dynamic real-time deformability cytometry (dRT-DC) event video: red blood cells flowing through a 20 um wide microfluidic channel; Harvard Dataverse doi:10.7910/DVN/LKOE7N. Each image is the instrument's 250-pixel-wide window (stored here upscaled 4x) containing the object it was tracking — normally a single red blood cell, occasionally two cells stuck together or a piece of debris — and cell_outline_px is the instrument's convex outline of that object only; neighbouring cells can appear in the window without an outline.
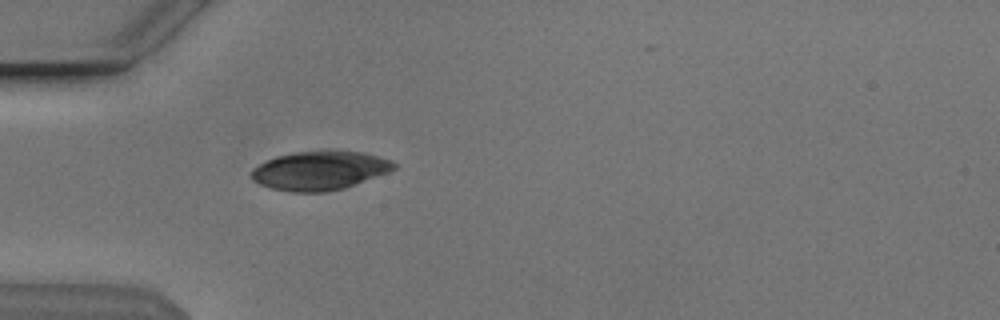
{"species": "Egyptian fruit bat (a non-hibernating species)", "species_latin": "Rousettus aegyptiacus", "temperature_condition": "cold", "stored_images_in_passage": 35, "camera_frame_rate_fps": 3000, "um_per_image_px": 0.085, "animal": {"sex": "male"}, "frame": {"image": 1, "passage_image": 1, "time_ms": 0.0, "image_size_px": [1000, 320], "cell_outline_px": [[396, 168], [388, 172], [344, 188], [324, 192], [292, 192], [272, 188], [260, 184], [252, 180], [252, 168], [276, 156], [292, 152], [364, 152], [392, 160], [396, 164]], "centroid_in_image_um": [27.18, 14.51], "position_along_channel_um": 57.8, "area_um2": 31.79}}
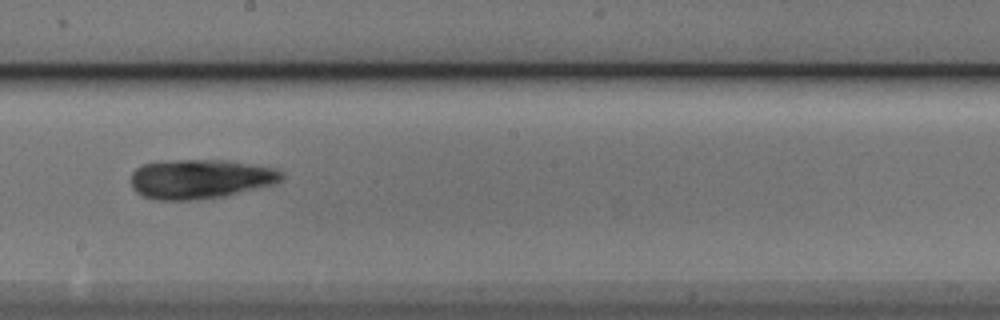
{"frame": {"image": 2, "passage_image": 15, "time_ms": 4.667, "image_size_px": [1000, 320], "cell_outline_px": [[284, 176], [280, 180], [272, 184], [224, 196], [188, 200], [156, 200], [144, 196], [136, 192], [132, 188], [132, 172], [136, 168], [144, 164], [164, 160], [224, 160], [272, 168], [280, 172]], "centroid_in_image_um": [16.95, 15.21], "position_along_channel_um": 231.3, "area_um2": 34.16}}
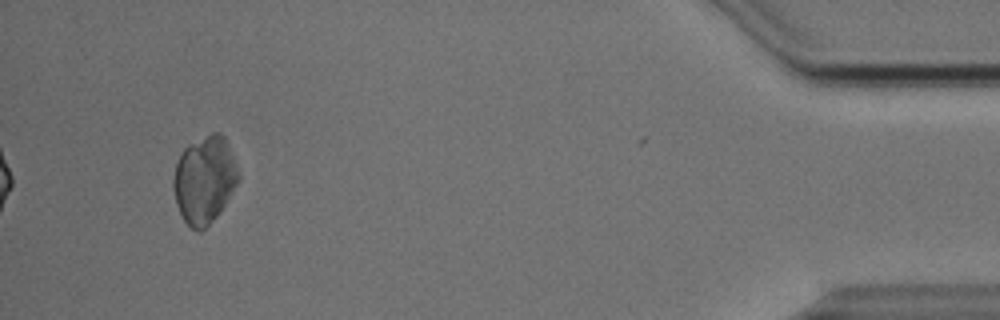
{"frame": {"image": 3, "passage_image": 35, "time_ms": 11.333, "image_size_px": [1000, 320], "cell_outline_px": [[240, 180], [220, 212], [200, 232], [196, 232], [184, 220], [176, 204], [172, 188], [172, 180], [176, 164], [184, 148], [212, 132], [220, 132], [224, 136], [240, 172]], "centroid_in_image_um": [17.39, 15.29], "position_along_channel_um": 417.8, "area_um2": 33.0}}